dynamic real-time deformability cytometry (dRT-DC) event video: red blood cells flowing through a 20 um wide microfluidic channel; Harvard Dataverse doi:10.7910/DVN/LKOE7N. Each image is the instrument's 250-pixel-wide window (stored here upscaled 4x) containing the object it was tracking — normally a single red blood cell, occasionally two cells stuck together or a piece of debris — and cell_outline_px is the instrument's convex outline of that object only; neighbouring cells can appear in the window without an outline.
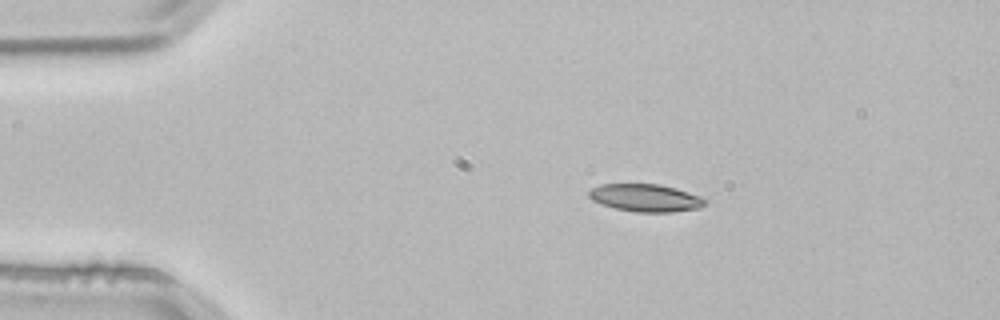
{"species": "common noctule bat (a hibernating species)", "species_latin": "Nyctalus noctula", "temperature_condition": "room temperature", "stored_images_in_passage": 2, "camera_frame_rate_fps": 3000, "um_per_image_px": 0.085, "animal": {"sex": "male", "body_mass_g": 21.5, "forearm_length_mm": 52.0}, "frame": {"image": 1, "passage_image": 1, "time_ms": 0.0, "image_size_px": [1000, 320], "cell_outline_px": [[708, 200], [700, 208], [672, 212], [636, 212], [616, 208], [592, 200], [588, 196], [588, 192], [592, 188], [600, 184], [660, 184], [676, 188], [700, 196]], "centroid_in_image_um": [54.89, 16.81], "position_along_channel_um": 30.1, "area_um2": 18.61}}